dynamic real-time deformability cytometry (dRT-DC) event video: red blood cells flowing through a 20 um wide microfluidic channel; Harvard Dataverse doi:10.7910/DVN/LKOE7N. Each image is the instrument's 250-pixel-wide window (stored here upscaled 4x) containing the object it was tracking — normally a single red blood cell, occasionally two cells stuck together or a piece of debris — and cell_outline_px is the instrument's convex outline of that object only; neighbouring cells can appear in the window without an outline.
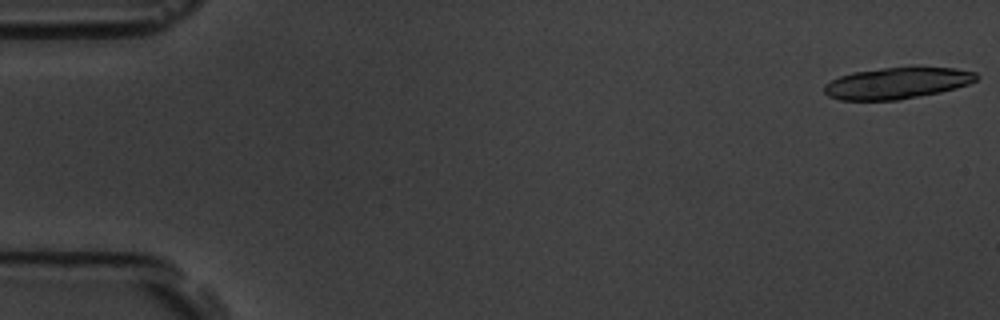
{"species": "common noctule bat (a hibernating species)", "species_latin": "Nyctalus noctula", "temperature_condition": "room temperature", "stored_images_in_passage": 14, "camera_frame_rate_fps": 3000, "um_per_image_px": 0.085, "animal": {"sex": "male", "body_mass_g": 19.5, "forearm_length_mm": 54.6}, "frame": {"image": 1, "passage_image": 1, "time_ms": 0.0, "image_size_px": [1000, 320], "cell_outline_px": [[980, 76], [976, 80], [968, 84], [956, 88], [940, 92], [900, 100], [840, 100], [828, 96], [824, 92], [824, 84], [840, 76], [852, 72], [880, 68], [916, 64], [956, 68], [976, 72]], "centroid_in_image_um": [76.31, 7.02], "position_along_channel_um": 8.7, "area_um2": 28.84}}